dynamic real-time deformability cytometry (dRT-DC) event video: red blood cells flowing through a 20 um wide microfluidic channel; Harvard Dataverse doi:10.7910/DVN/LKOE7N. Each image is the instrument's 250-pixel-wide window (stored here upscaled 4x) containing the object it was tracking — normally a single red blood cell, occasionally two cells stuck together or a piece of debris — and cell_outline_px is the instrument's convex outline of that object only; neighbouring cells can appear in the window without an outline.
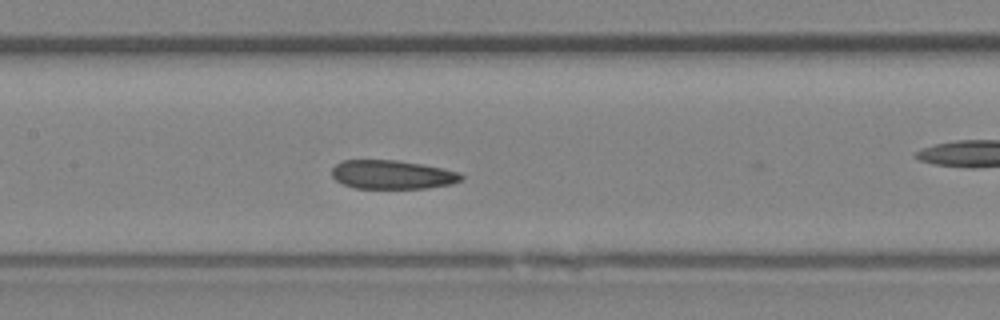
{"species": "Egyptian fruit bat (a non-hibernating species)", "species_latin": "Rousettus aegyptiacus", "temperature_condition": "room temperature", "stored_images_in_passage": 22, "camera_frame_rate_fps": 3000, "um_per_image_px": 0.085, "animal": {"sex": "female"}, "frame": {"image": 1, "passage_image": 6, "time_ms": 1.667, "image_size_px": [1000, 320], "cell_outline_px": [[464, 180], [452, 184], [428, 188], [356, 188], [344, 184], [336, 180], [332, 176], [332, 168], [336, 164], [344, 160], [396, 160], [444, 168], [460, 172], [464, 176]], "centroid_in_image_um": [33.39, 14.84], "position_along_channel_um": 174.0, "area_um2": 21.79}}